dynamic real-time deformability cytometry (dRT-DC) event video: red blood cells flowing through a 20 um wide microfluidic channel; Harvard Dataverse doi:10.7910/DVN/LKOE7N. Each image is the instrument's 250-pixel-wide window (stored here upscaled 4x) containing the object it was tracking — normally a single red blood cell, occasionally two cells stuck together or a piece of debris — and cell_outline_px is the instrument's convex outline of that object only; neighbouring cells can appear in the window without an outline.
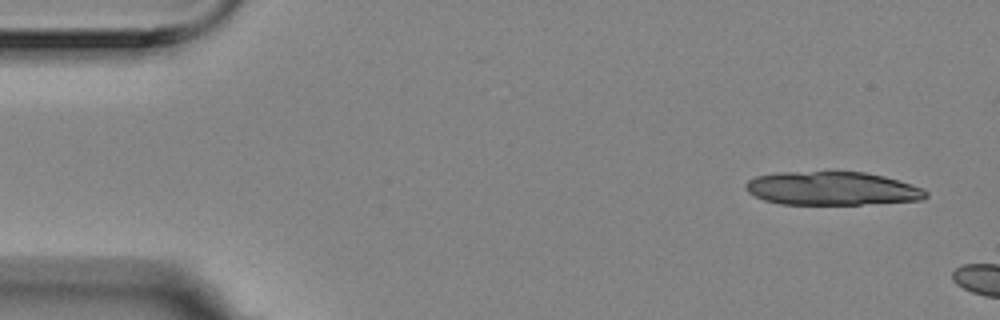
{"species": "Egyptian fruit bat (a non-hibernating species)", "species_latin": "Rousettus aegyptiacus", "temperature_condition": "room temperature", "stored_images_in_passage": 3, "camera_frame_rate_fps": 3000, "um_per_image_px": 0.085, "animal": {"sex": "female"}, "frame": {"image": 1, "passage_image": 1, "time_ms": 0.0, "image_size_px": [1000, 320], "cell_outline_px": [[928, 196], [924, 200], [860, 204], [780, 204], [764, 200], [748, 192], [744, 184], [748, 180], [756, 176], [776, 172], [864, 172], [884, 176], [924, 188], [928, 192]], "centroid_in_image_um": [70.73, 16.02], "position_along_channel_um": 14.3, "area_um2": 35.2}}